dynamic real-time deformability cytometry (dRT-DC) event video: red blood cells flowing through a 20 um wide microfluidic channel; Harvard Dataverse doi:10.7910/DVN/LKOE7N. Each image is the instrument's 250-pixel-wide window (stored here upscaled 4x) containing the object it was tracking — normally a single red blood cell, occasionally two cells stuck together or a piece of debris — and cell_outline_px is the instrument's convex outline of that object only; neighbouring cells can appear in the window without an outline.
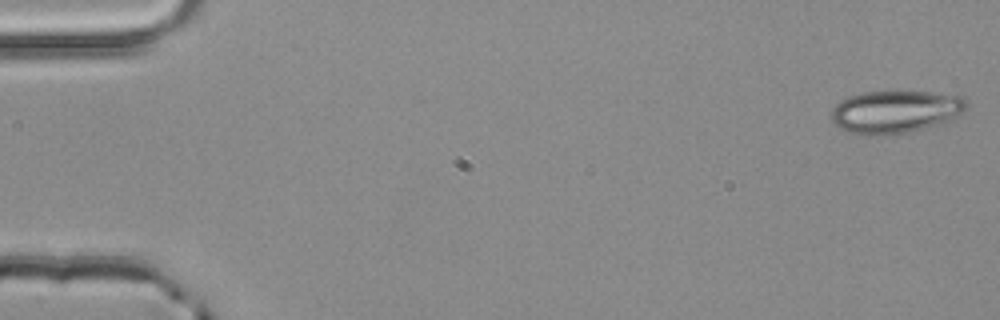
{"species": "common noctule bat (a hibernating species)", "species_latin": "Nyctalus noctula", "temperature_condition": "room temperature", "stored_images_in_passage": 3, "camera_frame_rate_fps": 3000, "um_per_image_px": 0.085, "animal": {"sex": "male", "body_mass_g": 20.4}, "frame": {"image": 1, "passage_image": 1, "time_ms": 0.0, "image_size_px": [1000, 320], "cell_outline_px": [[968, 108], [960, 116], [924, 128], [908, 132], [848, 132], [840, 128], [832, 120], [832, 108], [840, 100], [848, 96], [864, 92], [896, 88], [964, 96], [968, 104]], "centroid_in_image_um": [76.17, 9.39], "position_along_channel_um": 8.8, "area_um2": 33.7}}